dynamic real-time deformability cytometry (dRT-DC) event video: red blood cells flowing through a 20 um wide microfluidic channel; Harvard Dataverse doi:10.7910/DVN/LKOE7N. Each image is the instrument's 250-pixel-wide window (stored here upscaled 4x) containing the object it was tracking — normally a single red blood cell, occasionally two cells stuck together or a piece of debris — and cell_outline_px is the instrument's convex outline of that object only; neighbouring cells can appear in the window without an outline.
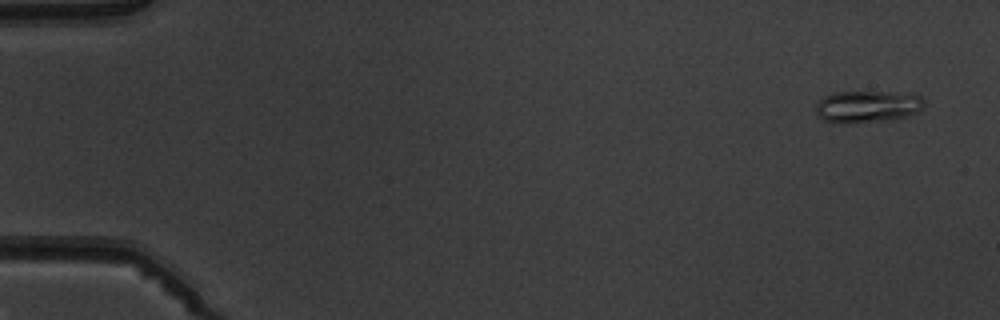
{"species": "common noctule bat (a hibernating species)", "species_latin": "Nyctalus noctula", "temperature_condition": "warm", "stored_images_in_passage": 7, "camera_frame_rate_fps": 3000, "um_per_image_px": 0.085, "animal": {"sex": "male", "body_mass_g": 19.5, "forearm_length_mm": 54.6}, "frame": {"image": 1, "passage_image": 1, "time_ms": 0.0, "image_size_px": [1000, 320], "cell_outline_px": [[924, 108], [920, 112], [908, 116], [892, 120], [848, 124], [840, 124], [824, 120], [816, 112], [816, 104], [824, 96], [832, 92], [880, 92], [920, 96], [924, 100]], "centroid_in_image_um": [73.72, 9.09], "position_along_channel_um": 11.3, "area_um2": 20.35}}
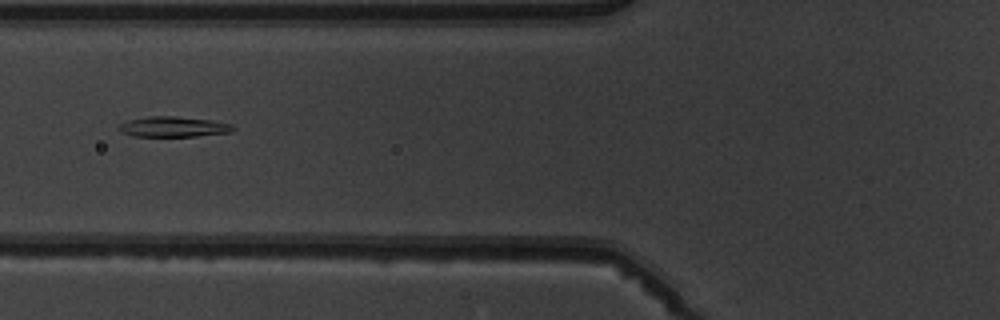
{"frame": {"image": 2, "passage_image": 6, "time_ms": 6.0, "image_size_px": [1000, 320], "cell_outline_px": [[236, 128], [232, 132], [196, 136], [132, 136], [120, 132], [116, 128], [120, 124], [128, 120], [148, 116], [176, 116], [212, 120], [232, 124]], "centroid_in_image_um": [14.73, 10.77], "position_along_channel_um": 111.1, "area_um2": 13.7}}
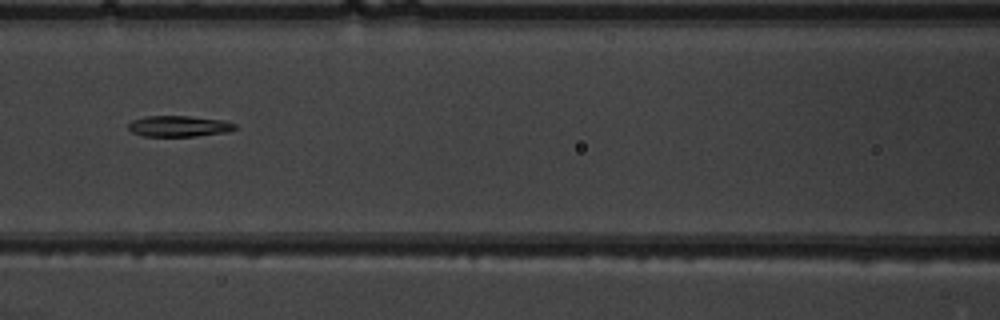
{"frame": {"image": 3, "passage_image": 7, "time_ms": 7.0, "image_size_px": [1000, 320], "cell_outline_px": [[236, 128], [228, 132], [196, 136], [144, 136], [132, 132], [128, 128], [128, 124], [132, 120], [144, 116], [188, 116], [224, 120], [236, 124]], "centroid_in_image_um": [15.21, 10.72], "position_along_channel_um": 151.4, "area_um2": 13.06}}